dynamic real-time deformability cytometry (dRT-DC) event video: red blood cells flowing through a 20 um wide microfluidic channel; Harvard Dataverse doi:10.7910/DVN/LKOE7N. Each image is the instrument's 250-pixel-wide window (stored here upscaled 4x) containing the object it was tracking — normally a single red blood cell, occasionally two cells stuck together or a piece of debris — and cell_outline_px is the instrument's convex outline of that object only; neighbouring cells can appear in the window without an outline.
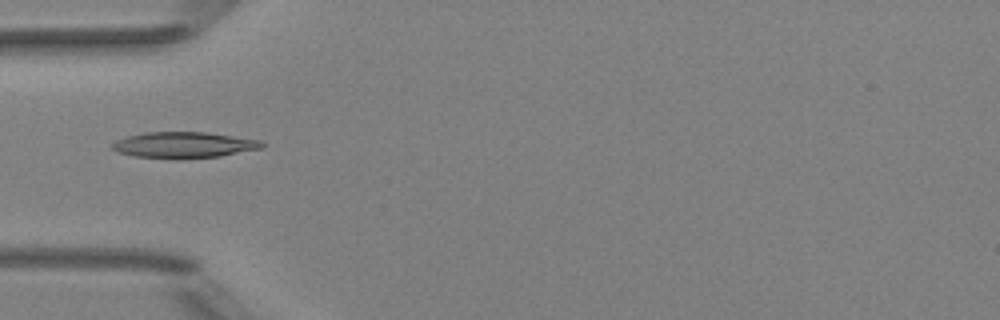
{"species": "Egyptian fruit bat (a non-hibernating species)", "species_latin": "Rousettus aegyptiacus", "temperature_condition": "room temperature", "stored_images_in_passage": 2, "camera_frame_rate_fps": 3000, "um_per_image_px": 0.085, "animal": {"sex": "female"}, "frame": {"image": 1, "passage_image": 1, "time_ms": 0.0, "image_size_px": [1000, 320], "cell_outline_px": [[264, 148], [220, 156], [132, 156], [116, 152], [112, 148], [112, 144], [116, 140], [128, 136], [144, 132], [208, 132], [260, 140], [264, 144]], "centroid_in_image_um": [15.65, 12.28], "position_along_channel_um": 69.3, "area_um2": 21.85}}
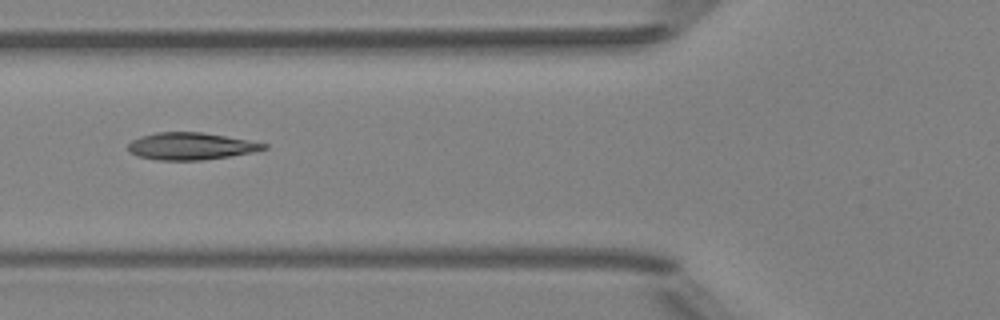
{"frame": {"image": 2, "passage_image": 2, "time_ms": 0.333, "image_size_px": [1000, 320], "cell_outline_px": [[268, 148], [252, 152], [232, 156], [204, 160], [160, 160], [140, 156], [132, 152], [128, 148], [128, 144], [132, 140], [140, 136], [156, 132], [200, 132], [248, 140], [268, 144]], "centroid_in_image_um": [16.24, 12.42], "position_along_channel_um": 109.6, "area_um2": 21.27}}